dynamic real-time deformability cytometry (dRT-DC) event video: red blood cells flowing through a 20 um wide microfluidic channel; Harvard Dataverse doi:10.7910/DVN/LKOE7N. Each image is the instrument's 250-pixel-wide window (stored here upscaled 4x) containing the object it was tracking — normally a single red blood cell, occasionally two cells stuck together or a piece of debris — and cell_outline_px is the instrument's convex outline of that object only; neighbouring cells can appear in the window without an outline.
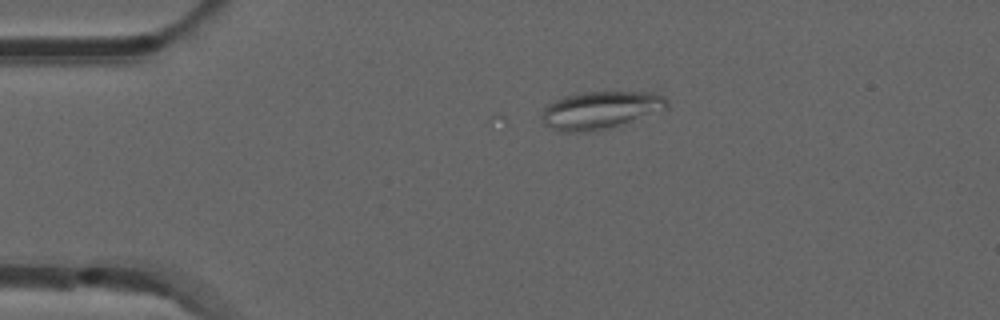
{"species": "common noctule bat (a hibernating species)", "species_latin": "Nyctalus noctula", "temperature_condition": "room temperature", "stored_images_in_passage": 7, "camera_frame_rate_fps": 3000, "um_per_image_px": 0.085, "animal": {"sex": "male", "forearm_length_mm": 52.5}, "frame": {"image": 1, "passage_image": 1, "time_ms": 0.0, "image_size_px": [1000, 320], "cell_outline_px": [[668, 108], [608, 128], [584, 132], [560, 132], [544, 124], [540, 116], [544, 108], [548, 104], [564, 96], [584, 92], [652, 92], [664, 96], [668, 100]], "centroid_in_image_um": [51.01, 9.35], "position_along_channel_um": 34.0, "area_um2": 27.22}}